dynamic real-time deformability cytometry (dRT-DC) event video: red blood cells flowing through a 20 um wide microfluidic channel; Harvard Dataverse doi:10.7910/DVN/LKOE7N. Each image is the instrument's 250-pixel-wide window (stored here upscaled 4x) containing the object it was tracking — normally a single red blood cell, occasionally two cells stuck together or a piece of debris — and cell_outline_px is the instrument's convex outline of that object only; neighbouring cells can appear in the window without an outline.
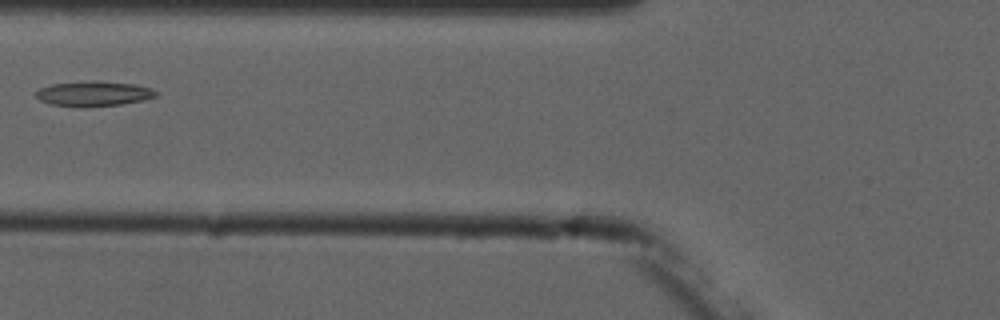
{"species": "common noctule bat (a hibernating species)", "species_latin": "Nyctalus noctula", "temperature_condition": "cold", "stored_images_in_passage": 6, "camera_frame_rate_fps": 3000, "um_per_image_px": 0.085, "animal": {"sex": "male", "forearm_length_mm": 52.5}, "frame": {"image": 1, "passage_image": 5, "time_ms": 4.667, "image_size_px": [1000, 320], "cell_outline_px": [[160, 96], [144, 100], [120, 104], [80, 108], [52, 104], [40, 100], [36, 96], [36, 92], [40, 88], [52, 84], [92, 80], [100, 80], [132, 84], [152, 88], [160, 92]], "centroid_in_image_um": [8.02, 7.96], "position_along_channel_um": 117.8, "area_um2": 17.8}}
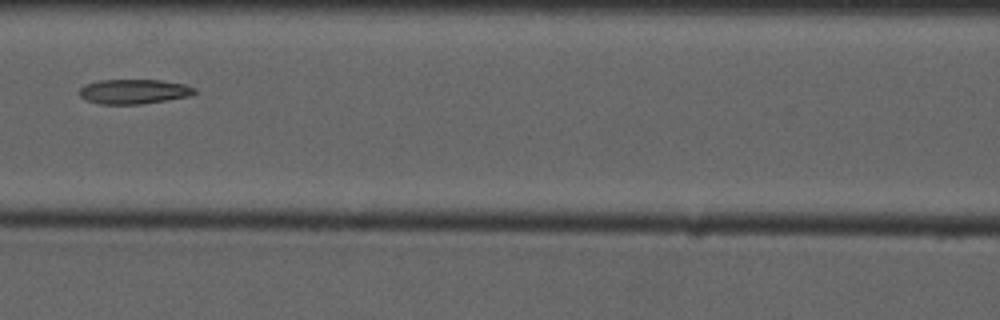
{"frame": {"image": 2, "passage_image": 6, "time_ms": 5.667, "image_size_px": [1000, 320], "cell_outline_px": [[196, 92], [188, 96], [140, 104], [100, 104], [88, 100], [80, 96], [80, 88], [88, 84], [100, 80], [160, 80], [184, 84], [196, 88]], "centroid_in_image_um": [11.39, 7.77], "position_along_channel_um": 155.2, "area_um2": 16.24}}